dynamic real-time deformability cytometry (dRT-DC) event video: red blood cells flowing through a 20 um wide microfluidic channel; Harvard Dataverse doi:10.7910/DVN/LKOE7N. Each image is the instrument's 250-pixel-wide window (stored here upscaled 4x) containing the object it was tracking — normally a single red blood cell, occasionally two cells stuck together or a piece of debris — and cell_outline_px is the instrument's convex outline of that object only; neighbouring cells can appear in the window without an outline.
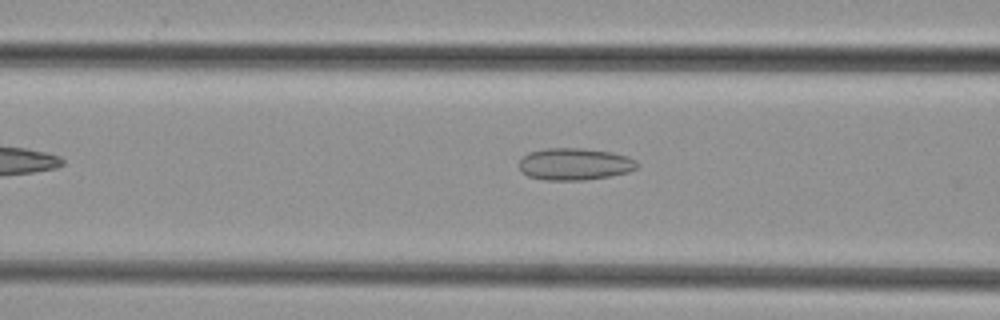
{"species": "common noctule bat (a hibernating species)", "species_latin": "Nyctalus noctula", "temperature_condition": "cold", "stored_images_in_passage": 31, "camera_frame_rate_fps": 3000, "um_per_image_px": 0.085, "animal": {"sex": "female", "body_mass_g": 29.2, "forearm_length_mm": 56.3}, "frame": {"image": 1, "passage_image": 4, "time_ms": 1.0, "image_size_px": [1000, 320], "cell_outline_px": [[640, 164], [636, 168], [628, 172], [608, 176], [584, 180], [544, 180], [528, 176], [520, 172], [520, 160], [528, 152], [544, 148], [584, 148], [612, 152], [628, 156], [636, 160]], "centroid_in_image_um": [48.85, 13.94], "position_along_channel_um": 117.8, "area_um2": 22.2}}
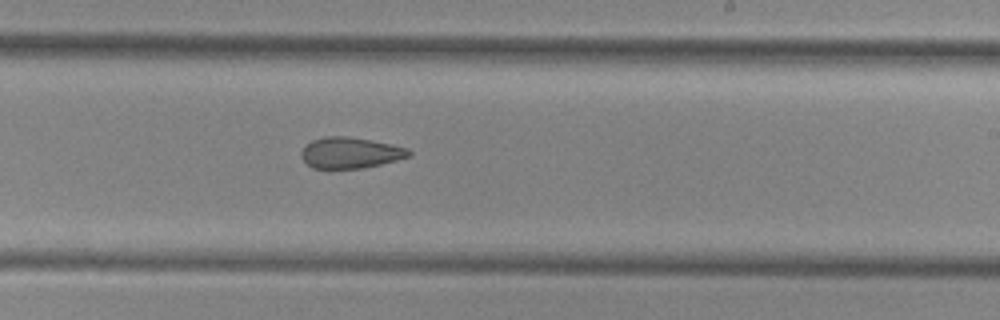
{"frame": {"image": 2, "passage_image": 14, "time_ms": 4.333, "image_size_px": [1000, 320], "cell_outline_px": [[412, 156], [364, 168], [312, 168], [300, 156], [300, 152], [312, 140], [324, 136], [348, 136], [392, 144], [408, 148], [412, 152]], "centroid_in_image_um": [29.8, 12.98], "position_along_channel_um": 259.2, "area_um2": 19.42}}
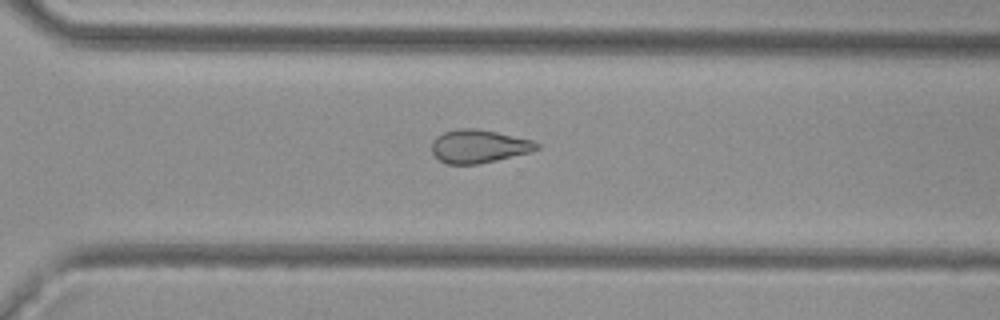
{"frame": {"image": 3, "passage_image": 19, "time_ms": 6.0, "image_size_px": [1000, 320], "cell_outline_px": [[540, 148], [528, 152], [496, 160], [476, 164], [448, 164], [440, 160], [432, 152], [432, 140], [436, 136], [444, 132], [456, 128], [476, 128], [496, 132], [532, 140], [540, 144]], "centroid_in_image_um": [40.67, 12.42], "position_along_channel_um": 329.9, "area_um2": 20.17}}